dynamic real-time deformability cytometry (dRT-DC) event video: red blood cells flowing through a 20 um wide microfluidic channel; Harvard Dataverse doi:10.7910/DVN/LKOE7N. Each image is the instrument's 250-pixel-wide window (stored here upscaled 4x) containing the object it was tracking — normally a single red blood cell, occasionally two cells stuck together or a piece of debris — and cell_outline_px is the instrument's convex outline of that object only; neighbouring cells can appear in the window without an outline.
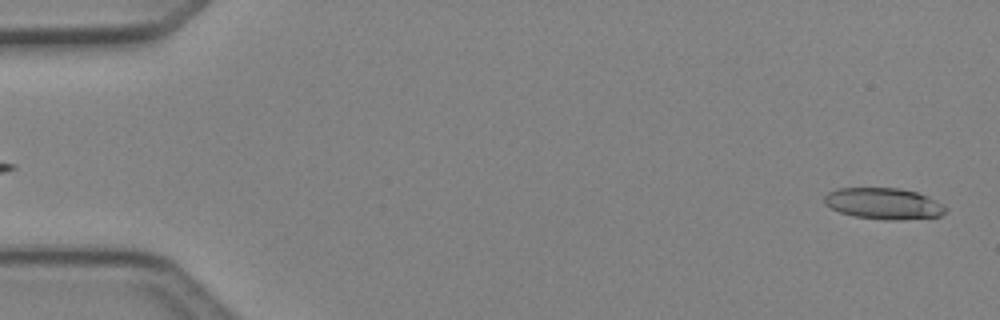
{"species": "Egyptian fruit bat (a non-hibernating species)", "species_latin": "Rousettus aegyptiacus", "temperature_condition": "cold", "stored_images_in_passage": 6, "segment_of_instrument_passage": [2, 2], "camera_frame_rate_fps": 3000, "um_per_image_px": 0.085, "animal": {"sex": "female"}, "frame": {"image": 1, "passage_image": 6, "time_ms": 1.667, "image_size_px": [1000, 320], "cell_outline_px": [[948, 208], [940, 216], [892, 220], [884, 220], [856, 216], [840, 212], [824, 204], [824, 196], [828, 192], [836, 188], [900, 188], [916, 192], [928, 196], [944, 204]], "centroid_in_image_um": [75.11, 17.29], "position_along_channel_um": 9.9, "area_um2": 22.08}}